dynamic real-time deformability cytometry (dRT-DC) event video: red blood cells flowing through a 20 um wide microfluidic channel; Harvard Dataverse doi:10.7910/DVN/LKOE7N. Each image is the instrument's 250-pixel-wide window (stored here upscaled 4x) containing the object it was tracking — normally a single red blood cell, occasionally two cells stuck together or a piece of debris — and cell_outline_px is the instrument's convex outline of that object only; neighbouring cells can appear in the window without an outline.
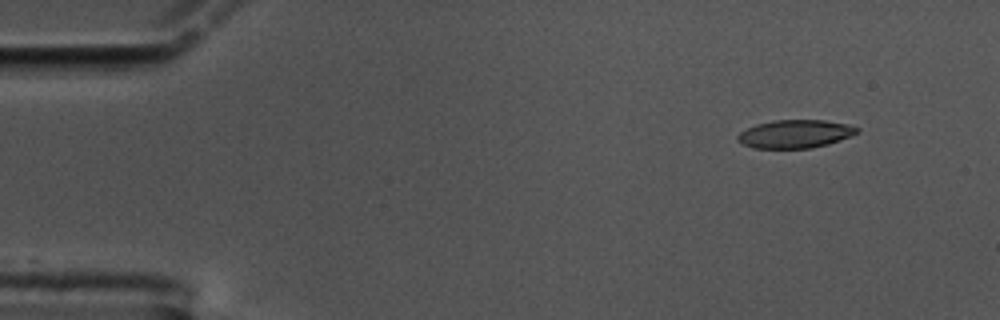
{"species": "common noctule bat (a hibernating species)", "species_latin": "Nyctalus noctula", "temperature_condition": "cold", "stored_images_in_passage": 53, "camera_frame_rate_fps": 3000, "um_per_image_px": 0.085, "animal": {"sex": "male", "body_mass_g": 17.5, "forearm_length_mm": 52.3}, "frame": {"image": 1, "passage_image": 1, "time_ms": 0.0, "image_size_px": [1000, 320], "cell_outline_px": [[860, 132], [840, 140], [828, 144], [812, 148], [756, 148], [744, 144], [736, 140], [736, 136], [740, 132], [756, 124], [772, 120], [824, 120], [848, 124], [860, 128]], "centroid_in_image_um": [67.61, 11.38], "position_along_channel_um": 17.4, "area_um2": 19.65}}
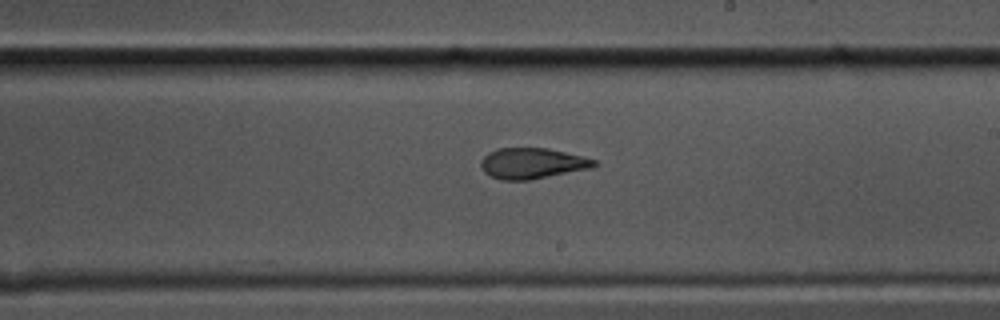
{"frame": {"image": 2, "passage_image": 29, "time_ms": 9.333, "image_size_px": [1000, 320], "cell_outline_px": [[600, 164], [592, 168], [532, 180], [500, 180], [488, 176], [480, 168], [480, 160], [488, 152], [496, 148], [548, 148], [584, 156], [596, 160]], "centroid_in_image_um": [45.24, 13.89], "position_along_channel_um": 243.8, "area_um2": 20.81}}
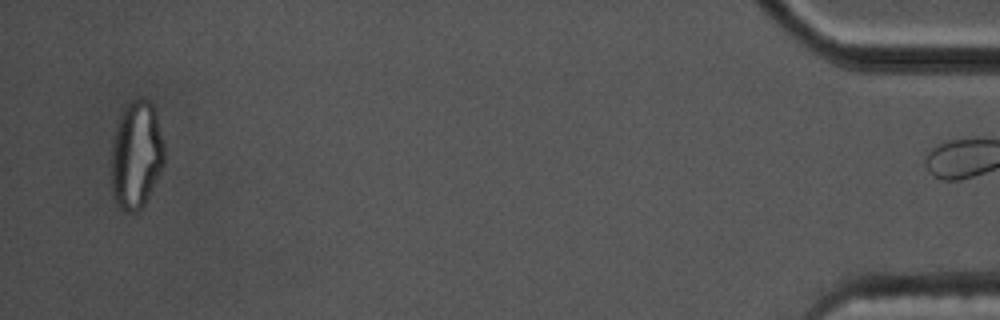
{"frame": {"image": 3, "passage_image": 52, "time_ms": 17.0, "image_size_px": [1000, 320], "cell_outline_px": [[164, 164], [144, 204], [136, 212], [128, 212], [120, 208], [112, 192], [112, 140], [116, 124], [124, 108], [132, 100], [148, 100], [152, 104], [156, 112], [164, 144]], "centroid_in_image_um": [11.58, 13.16], "position_along_channel_um": 423.6, "area_um2": 33.0}, "authors_computed_cell_mechanics": {"area_um2": 20.9236, "velocity_mm_per_s": 3.4336, "shape_relaxation_time_tau1_ms": null, "shape_relaxation_time_tau2_ms": 2.4973, "deformation_change_tau1": null, "deformation_change_tau2": 0.1032}}